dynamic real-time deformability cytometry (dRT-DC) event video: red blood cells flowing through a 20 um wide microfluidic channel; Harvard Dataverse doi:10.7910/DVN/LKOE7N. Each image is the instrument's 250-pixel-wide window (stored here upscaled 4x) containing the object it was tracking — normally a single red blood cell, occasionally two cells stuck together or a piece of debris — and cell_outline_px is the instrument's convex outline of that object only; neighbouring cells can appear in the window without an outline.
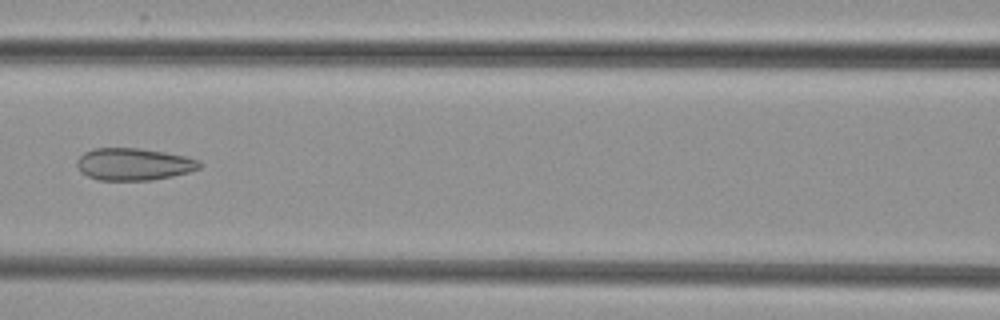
{"species": "common noctule bat (a hibernating species)", "species_latin": "Nyctalus noctula", "temperature_condition": "cold", "stored_images_in_passage": 7, "camera_frame_rate_fps": 3000, "um_per_image_px": 0.085, "animal": {"sex": "female", "body_mass_g": 29.2, "forearm_length_mm": 56.3}, "frame": {"image": 1, "passage_image": 6, "time_ms": 6.333, "image_size_px": [1000, 320], "cell_outline_px": [[204, 164], [200, 168], [188, 172], [172, 176], [152, 180], [96, 180], [80, 172], [76, 164], [76, 160], [84, 152], [92, 148], [140, 148], [164, 152], [184, 156], [200, 160]], "centroid_in_image_um": [11.35, 13.95], "position_along_channel_um": 155.2, "area_um2": 23.18}}
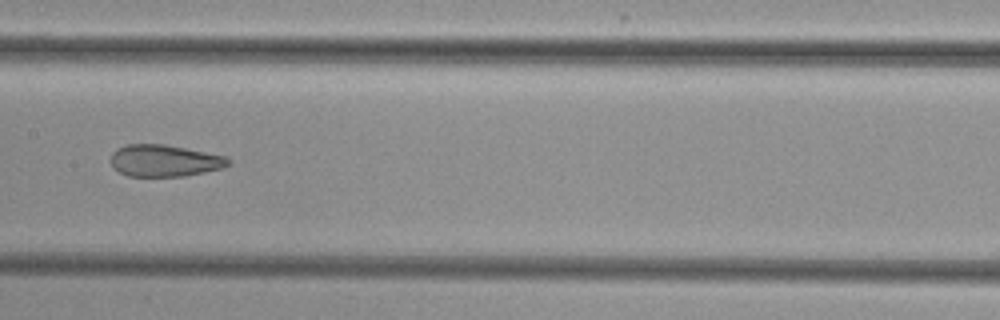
{"frame": {"image": 2, "passage_image": 7, "time_ms": 7.333, "image_size_px": [1000, 320], "cell_outline_px": [[232, 160], [224, 168], [184, 176], [128, 176], [112, 168], [108, 160], [112, 152], [116, 148], [128, 144], [164, 144], [224, 156]], "centroid_in_image_um": [13.91, 13.66], "position_along_channel_um": 193.5, "area_um2": 21.91}}